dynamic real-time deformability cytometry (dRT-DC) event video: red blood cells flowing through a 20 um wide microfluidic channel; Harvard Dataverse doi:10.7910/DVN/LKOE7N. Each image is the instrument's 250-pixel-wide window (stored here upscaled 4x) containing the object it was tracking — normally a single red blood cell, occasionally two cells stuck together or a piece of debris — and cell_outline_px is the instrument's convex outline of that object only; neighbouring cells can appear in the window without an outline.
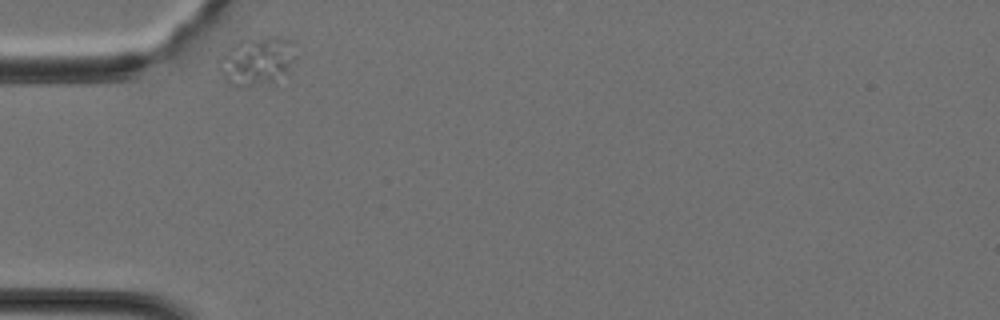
{"species": "Egyptian fruit bat (a non-hibernating species)", "species_latin": "Rousettus aegyptiacus", "temperature_condition": "cold", "stored_images_in_passage": 25, "camera_frame_rate_fps": 3000, "um_per_image_px": 0.085, "animal": {"sex": "female"}, "frame": {"image": 1, "passage_image": 1, "time_ms": 0.0, "image_size_px": [1000, 320], "cell_outline_px": [[292, 60], [284, 72], [272, 80], [248, 88], [236, 88], [220, 72], [220, 56], [240, 40], [288, 40]], "centroid_in_image_um": [21.68, 5.27], "position_along_channel_um": 63.3, "area_um2": 19.59}}
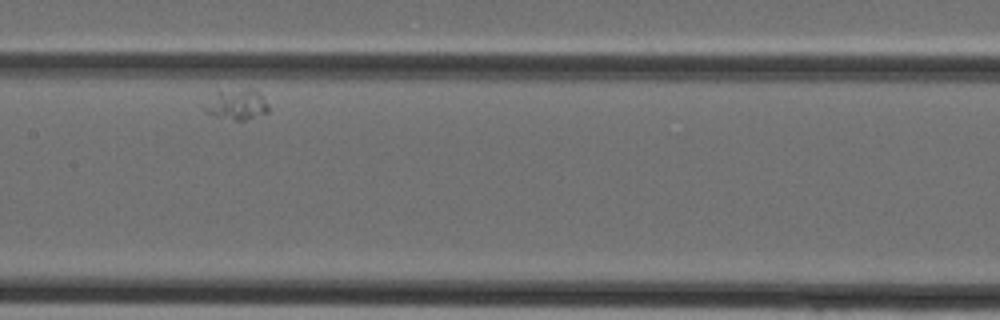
{"frame": {"image": 2, "passage_image": 11, "time_ms": 3.333, "image_size_px": [1000, 320], "cell_outline_px": [[268, 112], [244, 120], [236, 120], [216, 116], [204, 112], [200, 108], [216, 88], [248, 88], [260, 92], [268, 104]], "centroid_in_image_um": [20.02, 8.81], "position_along_channel_um": 187.4, "area_um2": 12.02}}